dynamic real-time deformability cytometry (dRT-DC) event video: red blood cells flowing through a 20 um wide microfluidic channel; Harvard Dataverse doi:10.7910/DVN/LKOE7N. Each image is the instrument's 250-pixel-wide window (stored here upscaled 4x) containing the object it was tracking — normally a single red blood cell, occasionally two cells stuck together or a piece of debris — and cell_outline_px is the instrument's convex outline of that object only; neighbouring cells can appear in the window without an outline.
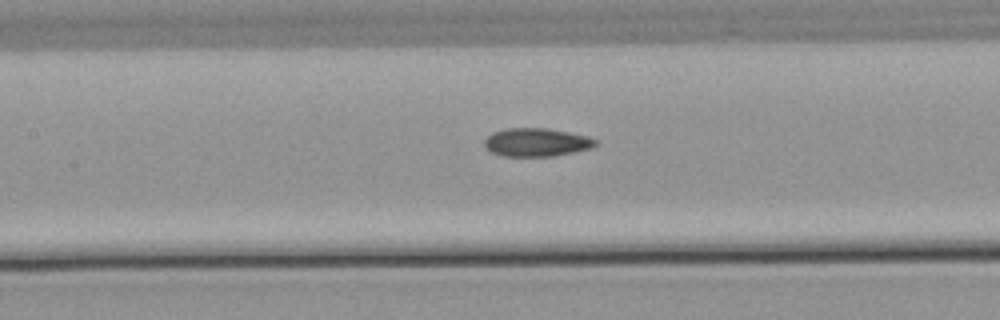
{"species": "common noctule bat (a hibernating species)", "species_latin": "Nyctalus noctula", "temperature_condition": "warm", "stored_images_in_passage": 8, "segment_of_instrument_passage": [1, 2], "camera_frame_rate_fps": 3000, "um_per_image_px": 0.085, "animal": {"sex": "male", "body_mass_g": 21.5, "forearm_length_mm": 52.0}, "frame": {"image": 1, "passage_image": 6, "time_ms": 7.0, "image_size_px": [1000, 320], "cell_outline_px": [[596, 144], [592, 148], [552, 156], [504, 156], [492, 152], [484, 144], [484, 140], [492, 132], [508, 128], [544, 128], [568, 132], [588, 136], [596, 140]], "centroid_in_image_um": [45.59, 12.09], "position_along_channel_um": 161.8, "area_um2": 18.09}}